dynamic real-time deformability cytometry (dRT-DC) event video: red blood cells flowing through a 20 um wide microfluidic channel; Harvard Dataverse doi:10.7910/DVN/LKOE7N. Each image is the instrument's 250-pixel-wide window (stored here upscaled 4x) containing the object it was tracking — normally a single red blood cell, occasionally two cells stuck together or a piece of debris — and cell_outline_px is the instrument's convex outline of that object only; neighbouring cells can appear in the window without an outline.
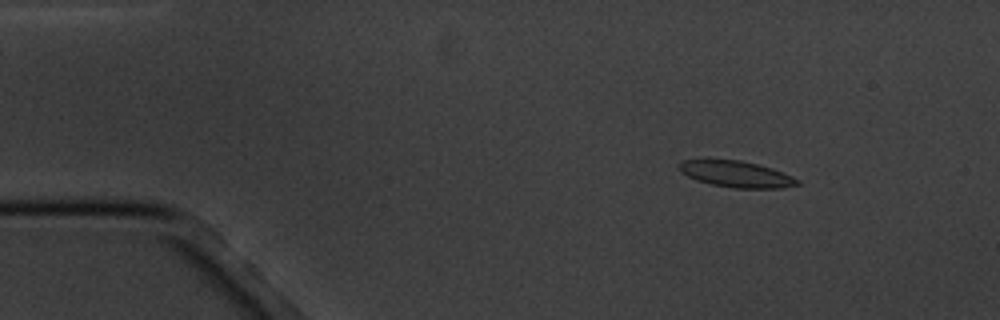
{"species": "common noctule bat (a hibernating species)", "species_latin": "Nyctalus noctula", "temperature_condition": "cold", "stored_images_in_passage": 16, "camera_frame_rate_fps": 3000, "um_per_image_px": 0.085, "animal": {"sex": "male", "body_mass_g": 20.1, "forearm_length_mm": 53.5}, "frame": {"image": 1, "passage_image": 2, "time_ms": 1.0, "image_size_px": [1000, 320], "cell_outline_px": [[800, 184], [784, 188], [732, 188], [712, 184], [696, 180], [680, 172], [676, 168], [684, 160], [740, 160], [772, 168], [792, 176], [800, 180]], "centroid_in_image_um": [62.6, 14.81], "position_along_channel_um": 22.4, "area_um2": 18.03}}
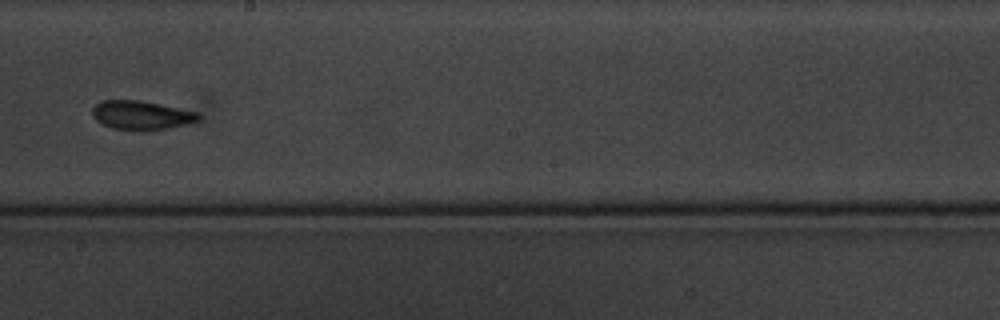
{"frame": {"image": 2, "passage_image": 9, "time_ms": 9.333, "image_size_px": [1000, 320], "cell_outline_px": [[200, 120], [168, 128], [148, 132], [132, 132], [112, 128], [100, 124], [92, 116], [92, 108], [100, 100], [140, 100], [200, 112]], "centroid_in_image_um": [11.99, 9.82], "position_along_channel_um": 236.2, "area_um2": 18.5}}
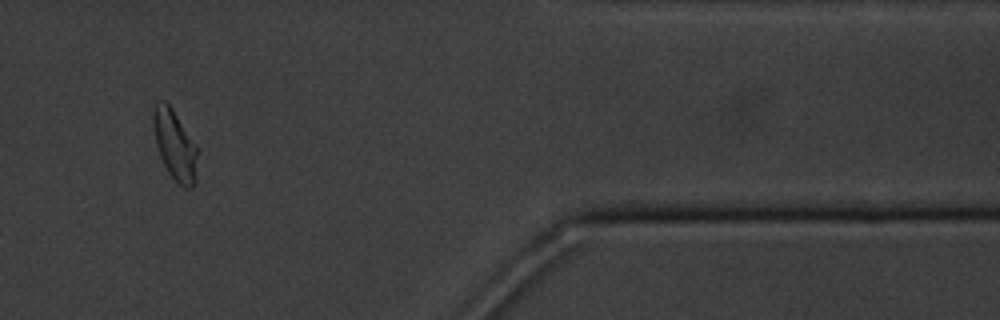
{"frame": {"image": 3, "passage_image": 14, "time_ms": 15.0, "image_size_px": [1000, 320], "cell_outline_px": [[196, 184], [192, 188], [184, 188], [168, 172], [160, 156], [156, 144], [152, 124], [152, 112], [156, 100], [164, 100], [172, 108], [196, 144]], "centroid_in_image_um": [14.84, 12.29], "position_along_channel_um": 396.6, "area_um2": 18.03}, "authors_computed_cell_mechanics": {"area_um2": 18.0336, "velocity_mm_per_s": 3.4244, "shape_relaxation_time_tau1_ms": 5.182, "shape_relaxation_time_tau2_ms": 7.3675, "deformation_change_tau1": 0.1349, "deformation_change_tau2": 0.1176}}